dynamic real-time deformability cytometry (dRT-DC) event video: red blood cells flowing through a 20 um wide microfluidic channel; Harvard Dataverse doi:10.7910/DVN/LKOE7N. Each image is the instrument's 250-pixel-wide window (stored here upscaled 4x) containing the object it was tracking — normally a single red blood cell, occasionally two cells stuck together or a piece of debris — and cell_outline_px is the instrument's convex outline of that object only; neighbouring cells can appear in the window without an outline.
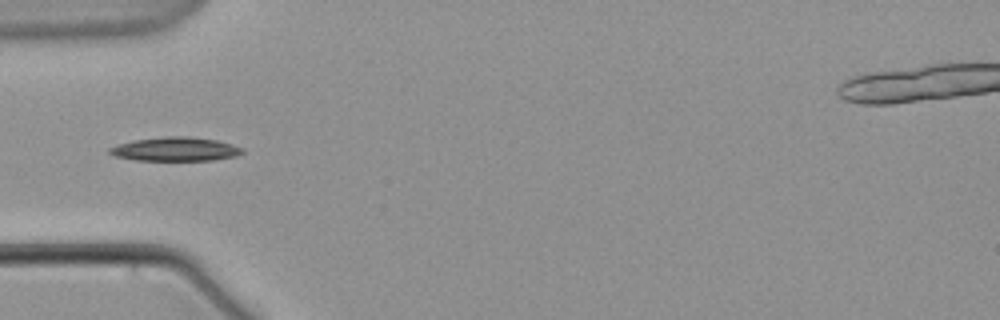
{"species": "common noctule bat (a hibernating species)", "species_latin": "Nyctalus noctula", "temperature_condition": "warm", "stored_images_in_passage": 10, "camera_frame_rate_fps": 3000, "um_per_image_px": 0.085, "animal": {"sex": "male", "body_mass_g": 21.5, "forearm_length_mm": 52.0}, "frame": {"image": 1, "passage_image": 5, "time_ms": 5.667, "image_size_px": [1000, 320], "cell_outline_px": [[244, 152], [236, 156], [212, 160], [136, 160], [112, 156], [108, 152], [108, 148], [116, 144], [132, 140], [164, 136], [188, 136], [216, 140], [232, 144], [244, 148]], "centroid_in_image_um": [14.87, 12.67], "position_along_channel_um": 70.1, "area_um2": 18.67}}
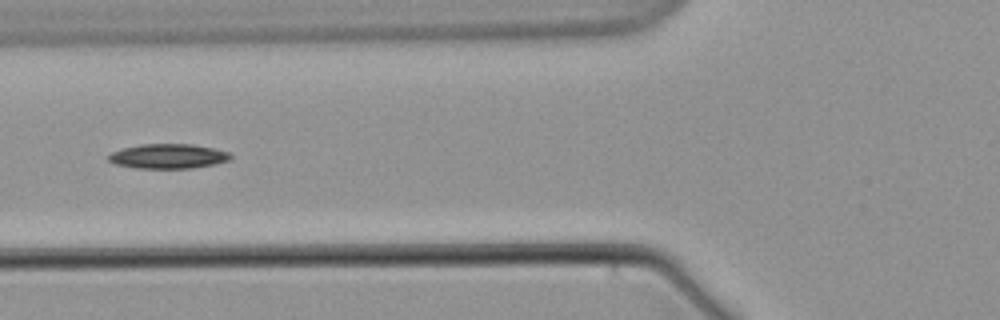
{"frame": {"image": 2, "passage_image": 6, "time_ms": 7.0, "image_size_px": [1000, 320], "cell_outline_px": [[232, 160], [216, 164], [192, 168], [136, 168], [116, 164], [108, 160], [108, 156], [112, 152], [124, 148], [140, 144], [192, 144], [212, 148], [228, 152], [232, 156]], "centroid_in_image_um": [14.32, 13.28], "position_along_channel_um": 111.5, "area_um2": 17.51}}
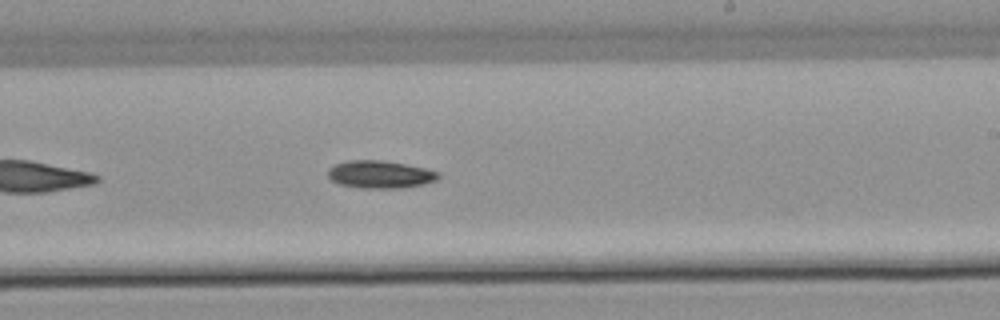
{"frame": {"image": 3, "passage_image": 10, "time_ms": 11.667, "image_size_px": [1000, 320], "cell_outline_px": [[440, 176], [436, 180], [424, 184], [404, 188], [360, 188], [340, 184], [332, 180], [328, 176], [328, 168], [336, 164], [348, 160], [380, 160], [404, 164], [424, 168], [440, 172]], "centroid_in_image_um": [32.32, 14.83], "position_along_channel_um": 256.7, "area_um2": 17.74}}